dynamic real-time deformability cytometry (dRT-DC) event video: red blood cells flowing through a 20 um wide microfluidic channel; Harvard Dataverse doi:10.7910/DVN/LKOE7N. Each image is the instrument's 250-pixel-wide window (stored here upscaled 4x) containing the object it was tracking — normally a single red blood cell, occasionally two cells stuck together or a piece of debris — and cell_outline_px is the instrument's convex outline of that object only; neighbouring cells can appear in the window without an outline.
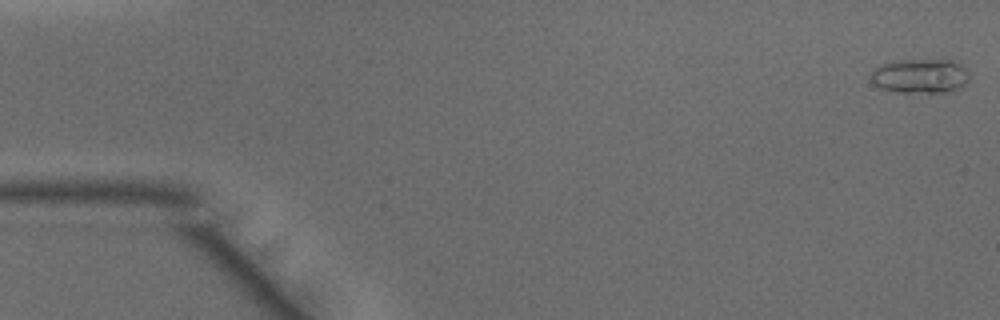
{"species": "common noctule bat (a hibernating species)", "species_latin": "Nyctalus noctula", "temperature_condition": "warm", "stored_images_in_passage": 48, "camera_frame_rate_fps": 3000, "um_per_image_px": 0.085, "animal": {"sex": "male", "body_mass_g": 15.6}, "frame": {"image": 1, "passage_image": 1, "time_ms": 0.0, "image_size_px": [1000, 320], "cell_outline_px": [[968, 80], [964, 84], [956, 88], [944, 92], [900, 92], [880, 88], [872, 80], [872, 72], [880, 64], [900, 60], [952, 60], [968, 68]], "centroid_in_image_um": [78.23, 6.44], "position_along_channel_um": 6.8, "area_um2": 19.42}}
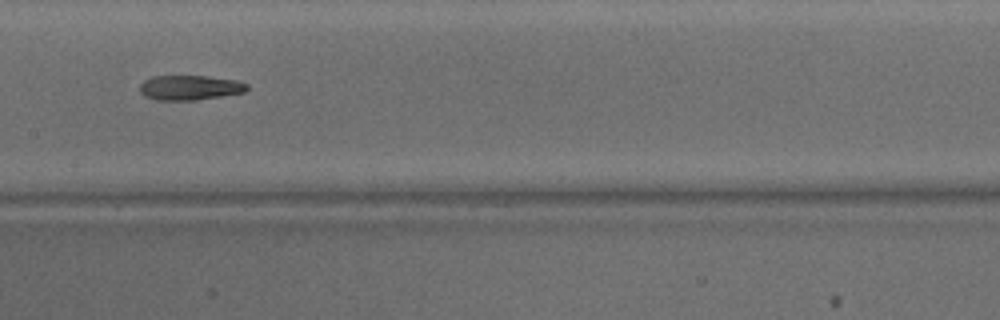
{"frame": {"image": 2, "passage_image": 24, "time_ms": 7.667, "image_size_px": [1000, 320], "cell_outline_px": [[248, 88], [244, 92], [196, 100], [156, 100], [144, 96], [140, 92], [140, 84], [144, 80], [152, 76], [208, 76], [236, 80], [248, 84]], "centroid_in_image_um": [16.11, 7.44], "position_along_channel_um": 191.3, "area_um2": 15.49}}
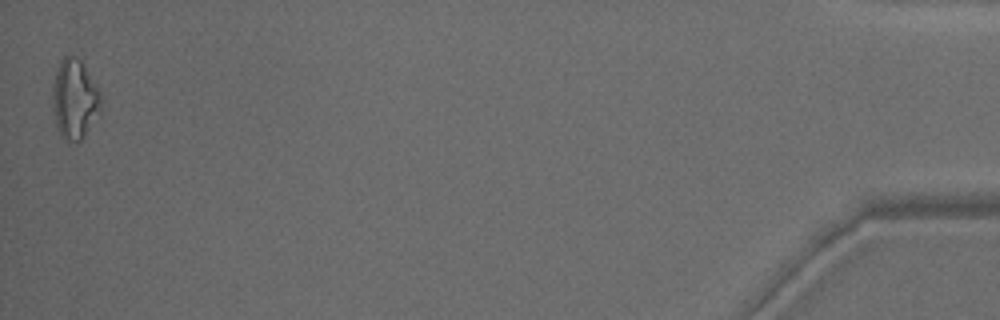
{"frame": {"image": 3, "passage_image": 48, "time_ms": 15.667, "image_size_px": [1000, 320], "cell_outline_px": [[104, 100], [100, 108], [84, 136], [80, 140], [68, 140], [60, 136], [56, 128], [52, 108], [52, 84], [60, 60], [68, 52], [76, 56], [80, 60], [100, 92]], "centroid_in_image_um": [6.3, 8.38], "position_along_channel_um": 428.9, "area_um2": 22.48}, "authors_computed_cell_mechanics": {"area_um2": 16.9932, "velocity_mm_per_s": 4.1765, "shape_relaxation_time_tau1_ms": 11.33, "shape_relaxation_time_tau2_ms": 5.4635, "deformation_change_tau1": 0.2933, "deformation_change_tau2": 0.1817}}